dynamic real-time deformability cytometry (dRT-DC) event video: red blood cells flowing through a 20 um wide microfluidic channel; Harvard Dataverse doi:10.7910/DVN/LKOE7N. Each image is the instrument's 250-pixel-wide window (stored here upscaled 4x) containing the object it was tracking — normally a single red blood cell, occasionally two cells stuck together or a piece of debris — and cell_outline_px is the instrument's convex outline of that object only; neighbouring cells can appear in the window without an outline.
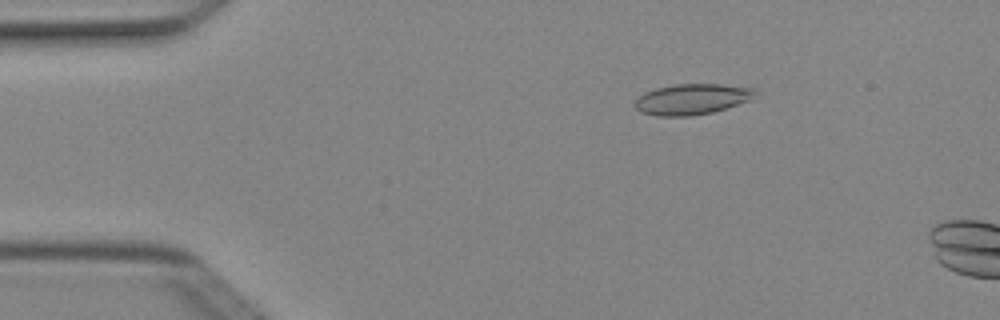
{"species": "Egyptian fruit bat (a non-hibernating species)", "species_latin": "Rousettus aegyptiacus", "temperature_condition": "cold", "stored_images_in_passage": 5, "camera_frame_rate_fps": 3000, "um_per_image_px": 0.085, "animal": {"sex": "female"}, "frame": {"image": 1, "passage_image": 3, "time_ms": 0.667, "image_size_px": [1000, 320], "cell_outline_px": [[756, 92], [752, 100], [712, 112], [692, 116], [656, 116], [640, 112], [632, 104], [644, 92], [656, 88], [676, 84], [720, 84], [756, 88]], "centroid_in_image_um": [58.81, 8.43], "position_along_channel_um": 26.2, "area_um2": 21.68}}